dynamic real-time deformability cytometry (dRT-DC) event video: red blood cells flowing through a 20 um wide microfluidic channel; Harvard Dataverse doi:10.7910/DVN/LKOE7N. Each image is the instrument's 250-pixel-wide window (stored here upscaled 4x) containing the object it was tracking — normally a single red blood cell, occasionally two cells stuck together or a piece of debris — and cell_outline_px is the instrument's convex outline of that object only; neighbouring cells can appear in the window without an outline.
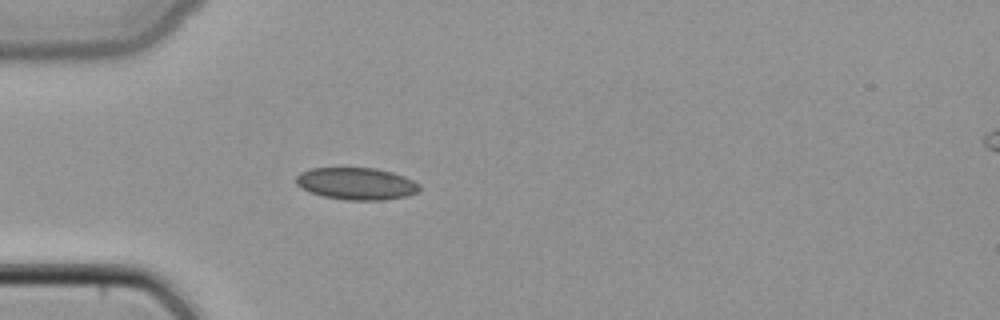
{"species": "common noctule bat (a hibernating species)", "species_latin": "Nyctalus noctula", "temperature_condition": "cold", "stored_images_in_passage": 37, "camera_frame_rate_fps": 3000, "um_per_image_px": 0.085, "animal": {"sex": "female", "body_mass_g": 22.7, "forearm_length_mm": 54.2}, "frame": {"image": 1, "passage_image": 6, "time_ms": 1.667, "image_size_px": [1000, 320], "cell_outline_px": [[420, 192], [408, 196], [384, 200], [348, 200], [324, 196], [308, 192], [300, 188], [296, 184], [296, 176], [300, 172], [312, 168], [376, 168], [392, 172], [404, 176], [420, 184]], "centroid_in_image_um": [30.31, 15.61], "position_along_channel_um": 54.7, "area_um2": 23.29}}
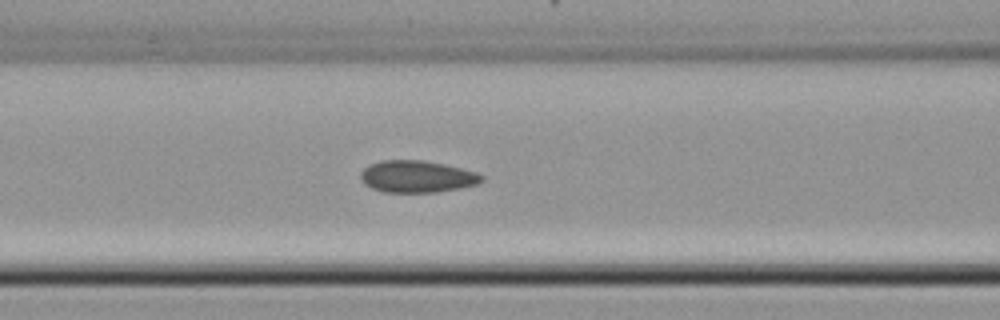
{"frame": {"image": 2, "passage_image": 12, "time_ms": 3.667, "image_size_px": [1000, 320], "cell_outline_px": [[484, 180], [476, 184], [460, 188], [436, 192], [384, 192], [372, 188], [364, 184], [360, 180], [360, 172], [368, 164], [380, 160], [424, 160], [444, 164], [476, 172], [484, 176]], "centroid_in_image_um": [35.41, 15.0], "position_along_channel_um": 131.2, "area_um2": 22.66}}
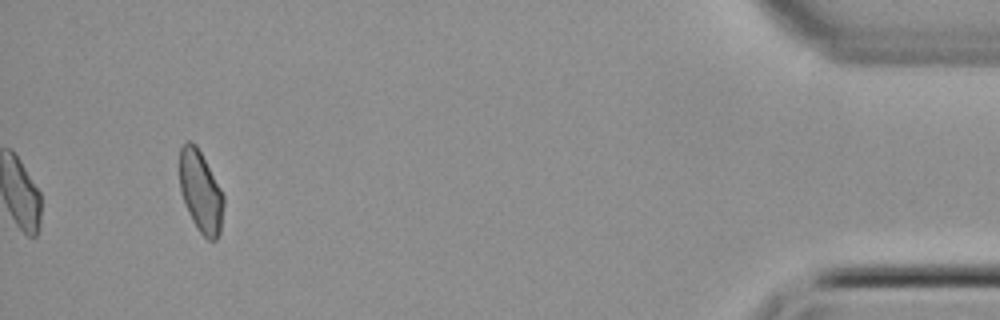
{"frame": {"image": 3, "passage_image": 37, "time_ms": 12.0, "image_size_px": [1000, 320], "cell_outline_px": [[224, 204], [220, 232], [216, 240], [208, 240], [200, 232], [192, 220], [188, 212], [180, 192], [180, 148], [188, 140], [196, 144], [220, 188], [224, 196]], "centroid_in_image_um": [17.06, 16.3], "position_along_channel_um": 418.1, "area_um2": 20.75}}